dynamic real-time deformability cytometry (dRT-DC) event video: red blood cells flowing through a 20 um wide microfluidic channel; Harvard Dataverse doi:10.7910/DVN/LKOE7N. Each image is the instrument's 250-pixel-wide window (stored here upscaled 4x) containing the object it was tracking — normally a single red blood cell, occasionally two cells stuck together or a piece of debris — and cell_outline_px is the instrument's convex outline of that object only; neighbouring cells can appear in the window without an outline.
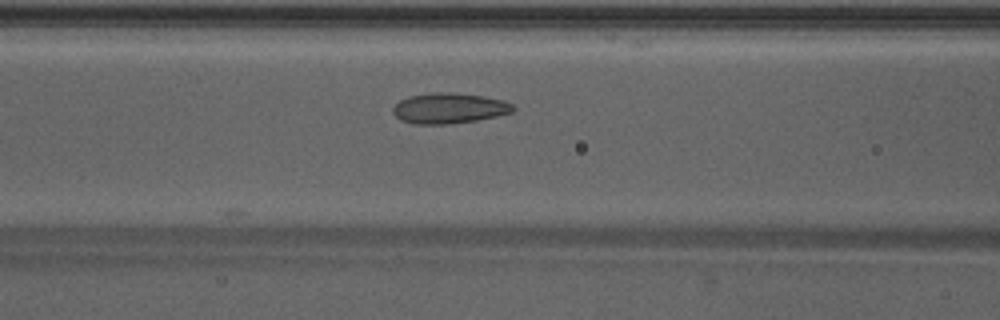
{"species": "Egyptian fruit bat (a non-hibernating species)", "species_latin": "Rousettus aegyptiacus", "temperature_condition": "warm", "stored_images_in_passage": 28, "camera_frame_rate_fps": 3000, "um_per_image_px": 0.085, "animal": {"sex": "male"}, "frame": {"image": 1, "passage_image": 6, "time_ms": 1.667, "image_size_px": [1000, 320], "cell_outline_px": [[516, 108], [512, 112], [496, 116], [476, 120], [448, 124], [412, 124], [400, 120], [392, 112], [392, 108], [400, 100], [408, 96], [436, 92], [452, 92], [484, 96], [504, 100], [512, 104]], "centroid_in_image_um": [38.16, 9.19], "position_along_channel_um": 128.4, "area_um2": 21.44}}
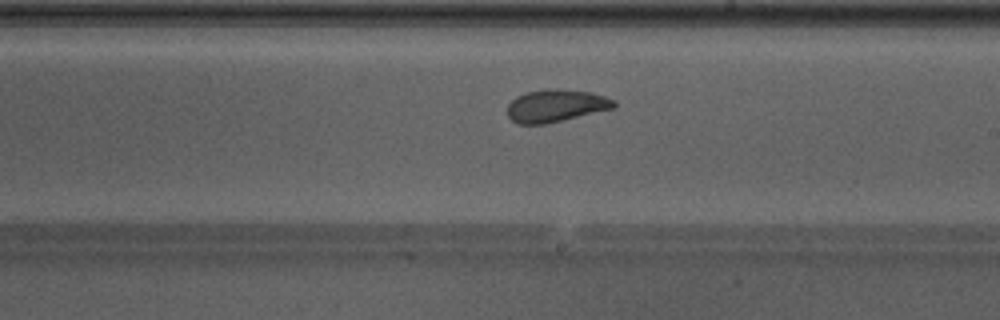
{"frame": {"image": 2, "passage_image": 14, "time_ms": 4.333, "image_size_px": [1000, 320], "cell_outline_px": [[616, 108], [544, 124], [516, 124], [508, 116], [508, 104], [516, 96], [528, 92], [548, 88], [556, 88], [588, 92], [604, 96], [616, 100]], "centroid_in_image_um": [47.26, 8.98], "position_along_channel_um": 241.7, "area_um2": 20.17}}
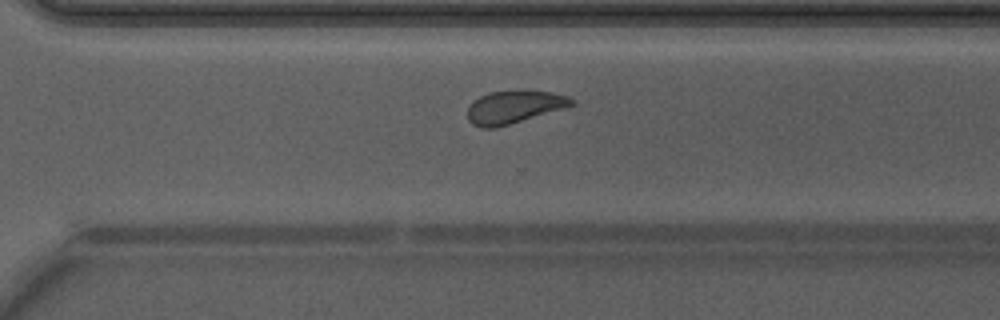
{"frame": {"image": 3, "passage_image": 20, "time_ms": 6.333, "image_size_px": [1000, 320], "cell_outline_px": [[572, 104], [568, 108], [496, 128], [480, 128], [472, 124], [468, 120], [468, 104], [480, 96], [488, 92], [552, 92], [568, 96], [572, 100]], "centroid_in_image_um": [43.66, 9.13], "position_along_channel_um": 326.9, "area_um2": 19.71}, "authors_computed_cell_mechanics": {"area_um2": 20.2589, "velocity_mm_per_s": 4.2694, "shape_relaxation_time_tau1_ms": null, "shape_relaxation_time_tau2_ms": 1.3422, "deformation_change_tau1": null, "deformation_change_tau2": 0.0676}}